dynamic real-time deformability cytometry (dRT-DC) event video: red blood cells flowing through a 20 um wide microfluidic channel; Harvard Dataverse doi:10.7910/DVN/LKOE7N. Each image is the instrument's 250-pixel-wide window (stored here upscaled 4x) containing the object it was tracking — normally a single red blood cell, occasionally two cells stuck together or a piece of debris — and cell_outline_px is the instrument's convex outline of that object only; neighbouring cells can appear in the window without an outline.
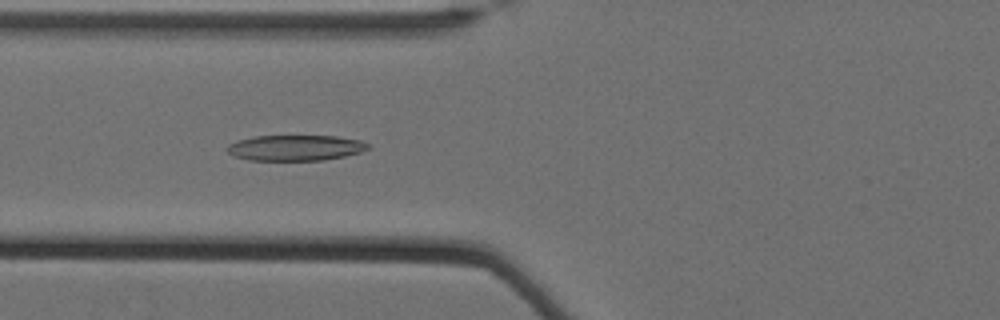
{"species": "Egyptian fruit bat (a non-hibernating species)", "species_latin": "Rousettus aegyptiacus", "temperature_condition": "cold", "stored_images_in_passage": 61, "camera_frame_rate_fps": 3000, "um_per_image_px": 0.085, "animal": {"sex": "female"}, "frame": {"image": 1, "passage_image": 27, "time_ms": 8.667, "image_size_px": [1000, 320], "cell_outline_px": [[372, 148], [360, 152], [344, 156], [324, 160], [248, 160], [232, 156], [224, 148], [228, 144], [236, 140], [252, 136], [336, 136], [360, 140], [368, 144]], "centroid_in_image_um": [25.06, 12.56], "position_along_channel_um": 100.7, "area_um2": 21.27}}
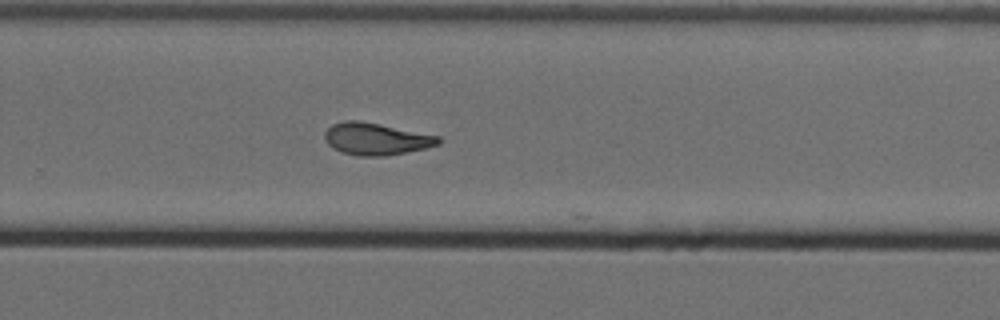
{"frame": {"image": 2, "passage_image": 44, "time_ms": 14.333, "image_size_px": [1000, 320], "cell_outline_px": [[440, 144], [428, 148], [384, 156], [356, 156], [340, 152], [332, 148], [328, 144], [324, 136], [324, 132], [332, 124], [344, 120], [360, 120], [440, 136]], "centroid_in_image_um": [31.95, 11.81], "position_along_channel_um": 297.9, "area_um2": 21.44}}
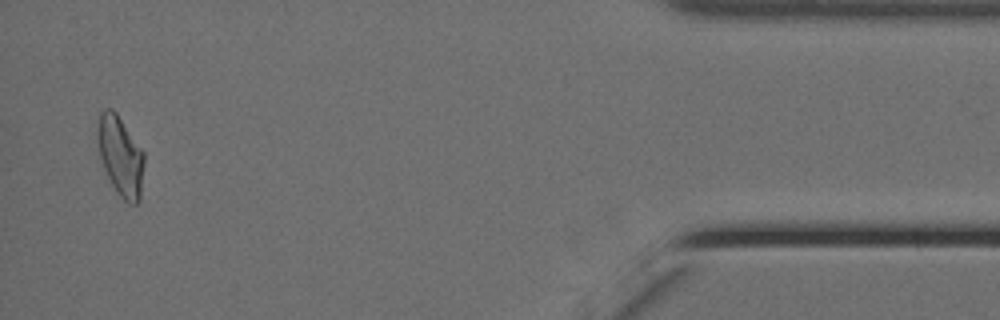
{"frame": {"image": 3, "passage_image": 60, "time_ms": 19.667, "image_size_px": [1000, 320], "cell_outline_px": [[144, 164], [140, 200], [136, 204], [128, 204], [120, 196], [112, 184], [104, 168], [100, 156], [96, 140], [96, 128], [100, 112], [104, 108], [112, 108], [116, 112], [144, 152]], "centroid_in_image_um": [10.23, 13.24], "position_along_channel_um": 425.0, "area_um2": 21.79}, "authors_computed_cell_mechanics": {"area_um2": 21.5594, "velocity_mm_per_s": 3.4715, "shape_relaxation_time_tau1_ms": 7.4317, "shape_relaxation_time_tau2_ms": 3.4038, "deformation_change_tau1": 0.2195, "deformation_change_tau2": 0.1073}}